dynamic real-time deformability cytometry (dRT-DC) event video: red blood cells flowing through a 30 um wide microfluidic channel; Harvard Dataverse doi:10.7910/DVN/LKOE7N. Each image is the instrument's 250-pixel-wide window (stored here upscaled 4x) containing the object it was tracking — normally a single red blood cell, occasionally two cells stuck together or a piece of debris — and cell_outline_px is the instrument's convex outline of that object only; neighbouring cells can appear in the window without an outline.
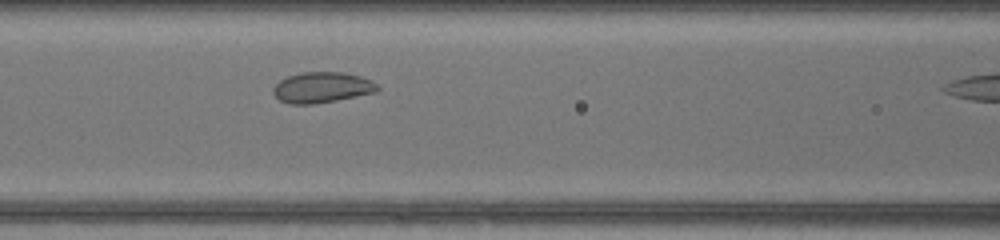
{"species": "common noctule bat (a hibernating species)", "species_latin": "Nyctalus noctula", "temperature_condition": "warm", "stored_images_in_passage": 11, "camera_frame_rate_fps": 3000, "um_per_image_px": 0.085, "animal": {"sex": "female", "body_mass_g": 17.0, "forearm_length_mm": 48.0}, "frame": {"image": 1, "passage_image": 10, "time_ms": 3.0, "image_size_px": [1000, 240], "cell_outline_px": [[380, 88], [376, 92], [336, 100], [312, 104], [288, 104], [280, 100], [272, 92], [272, 88], [280, 80], [288, 76], [300, 72], [344, 72], [360, 76], [372, 80]], "centroid_in_image_um": [27.36, 7.42], "position_along_channel_um": 139.2, "area_um2": 18.67}}